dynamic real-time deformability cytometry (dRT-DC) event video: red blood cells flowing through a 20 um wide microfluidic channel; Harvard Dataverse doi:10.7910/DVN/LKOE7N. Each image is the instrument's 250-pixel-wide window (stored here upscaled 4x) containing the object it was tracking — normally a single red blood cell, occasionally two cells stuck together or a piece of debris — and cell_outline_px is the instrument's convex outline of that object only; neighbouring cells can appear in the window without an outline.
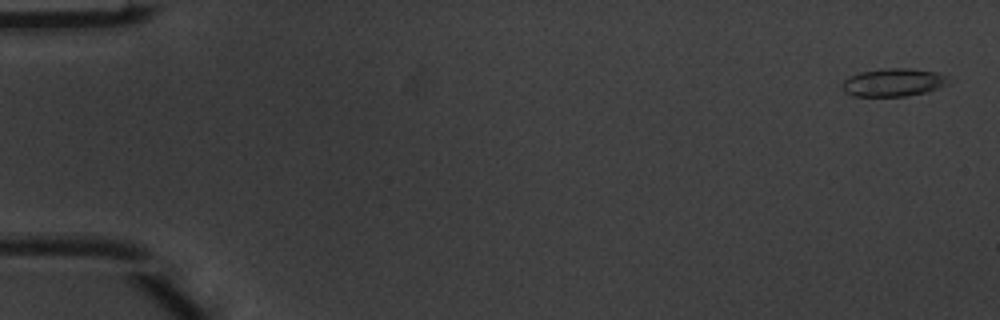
{"species": "common noctule bat (a hibernating species)", "species_latin": "Nyctalus noctula", "temperature_condition": "warm", "stored_images_in_passage": 5, "camera_frame_rate_fps": 3000, "um_per_image_px": 0.085, "animal": {"sex": "male", "body_mass_g": 20.1, "forearm_length_mm": 53.5}, "frame": {"image": 1, "passage_image": 1, "time_ms": 0.0, "image_size_px": [1000, 320], "cell_outline_px": [[948, 84], [924, 92], [908, 96], [852, 96], [844, 92], [840, 88], [840, 84], [844, 80], [860, 72], [888, 68], [908, 68], [936, 72], [948, 76]], "centroid_in_image_um": [75.89, 7.01], "position_along_channel_um": 9.1, "area_um2": 17.28}}
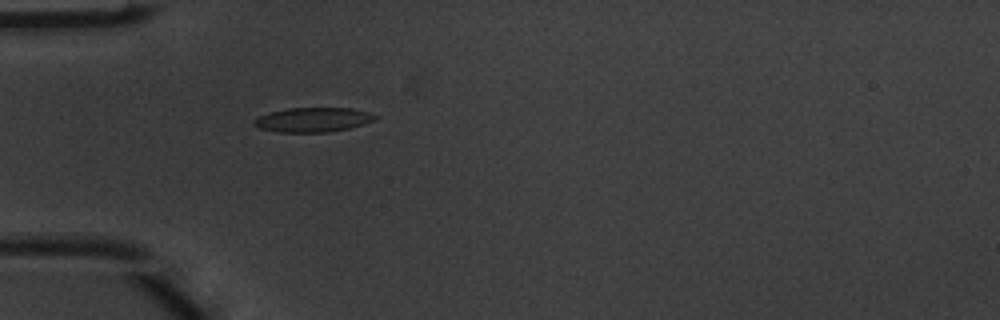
{"frame": {"image": 2, "passage_image": 5, "time_ms": 1.333, "image_size_px": [1000, 320], "cell_outline_px": [[380, 116], [376, 120], [348, 128], [328, 132], [276, 132], [260, 128], [252, 124], [252, 120], [268, 112], [288, 108], [352, 108], [368, 112]], "centroid_in_image_um": [26.59, 10.17], "position_along_channel_um": 58.4, "area_um2": 17.34}}